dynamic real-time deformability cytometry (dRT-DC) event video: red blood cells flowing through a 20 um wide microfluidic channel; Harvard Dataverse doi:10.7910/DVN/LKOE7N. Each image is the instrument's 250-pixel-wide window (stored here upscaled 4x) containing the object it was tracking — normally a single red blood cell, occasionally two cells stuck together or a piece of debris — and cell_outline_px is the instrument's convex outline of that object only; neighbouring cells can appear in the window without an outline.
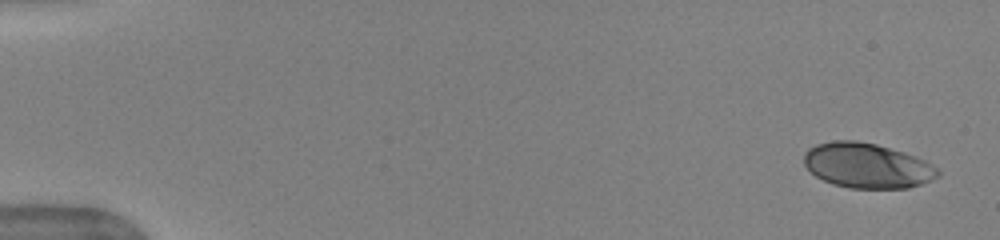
{"species": "human", "species_latin": "Homo sapiens", "temperature_condition": "warm", "stored_images_in_passage": 12, "camera_frame_rate_fps": 3000, "um_per_image_px": 0.085, "donor": {"sex": "female"}, "frame": {"image": 1, "passage_image": 1, "time_ms": 0.0, "image_size_px": [1000, 240], "cell_outline_px": [[940, 176], [932, 180], [908, 188], [848, 188], [832, 184], [816, 176], [804, 164], [804, 152], [808, 148], [816, 144], [832, 140], [856, 140], [876, 144], [916, 156], [924, 160], [936, 168], [940, 172]], "centroid_in_image_um": [73.69, 14.07], "position_along_channel_um": 11.3, "area_um2": 35.14}}
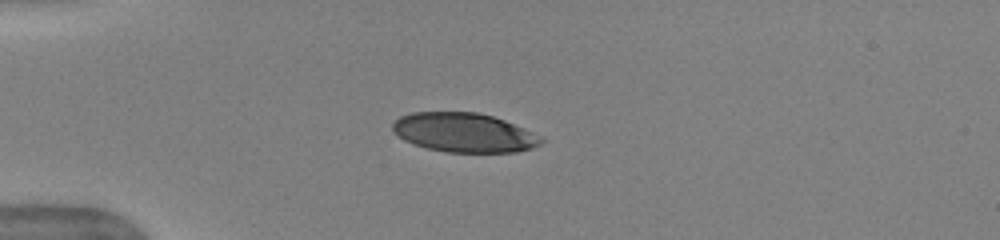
{"frame": {"image": 2, "passage_image": 7, "time_ms": 2.0, "image_size_px": [1000, 240], "cell_outline_px": [[544, 140], [540, 144], [532, 148], [516, 152], [448, 152], [428, 148], [404, 140], [392, 128], [392, 124], [400, 116], [412, 112], [476, 112], [492, 116], [504, 120], [524, 128]], "centroid_in_image_um": [39.44, 11.26], "position_along_channel_um": 45.6, "area_um2": 33.52}}
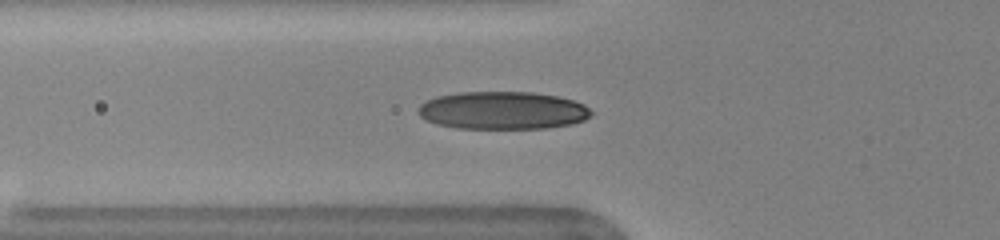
{"frame": {"image": 3, "passage_image": 10, "time_ms": 3.0, "image_size_px": [1000, 240], "cell_outline_px": [[592, 116], [584, 120], [572, 124], [544, 128], [456, 128], [436, 124], [424, 120], [420, 116], [416, 108], [420, 104], [436, 96], [460, 92], [532, 92], [556, 96], [572, 100], [584, 104], [592, 112]], "centroid_in_image_um": [42.7, 9.39], "position_along_channel_um": 83.1, "area_um2": 38.21}}